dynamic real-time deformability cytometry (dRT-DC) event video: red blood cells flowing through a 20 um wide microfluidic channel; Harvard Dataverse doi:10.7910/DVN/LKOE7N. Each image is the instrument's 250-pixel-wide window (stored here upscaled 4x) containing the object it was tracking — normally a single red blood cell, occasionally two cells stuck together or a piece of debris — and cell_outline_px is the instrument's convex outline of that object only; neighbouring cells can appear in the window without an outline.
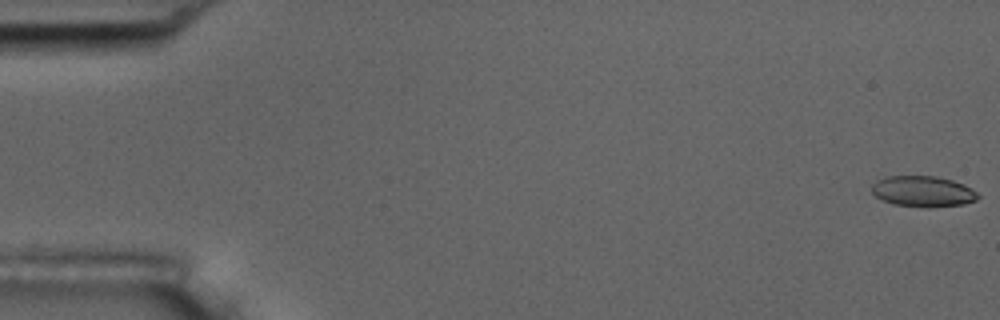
{"species": "common noctule bat (a hibernating species)", "species_latin": "Nyctalus noctula", "temperature_condition": "room temperature", "stored_images_in_passage": 56, "camera_frame_rate_fps": 3000, "um_per_image_px": 0.085, "animal": {"sex": "male", "body_mass_g": 17.5, "forearm_length_mm": 52.3}, "frame": {"image": 1, "passage_image": 1, "time_ms": 0.0, "image_size_px": [1000, 320], "cell_outline_px": [[980, 196], [976, 200], [964, 204], [928, 208], [892, 204], [876, 196], [872, 192], [872, 184], [876, 180], [888, 176], [936, 176], [952, 180], [964, 184], [972, 188]], "centroid_in_image_um": [78.47, 16.27], "position_along_channel_um": 6.5, "area_um2": 19.19}}
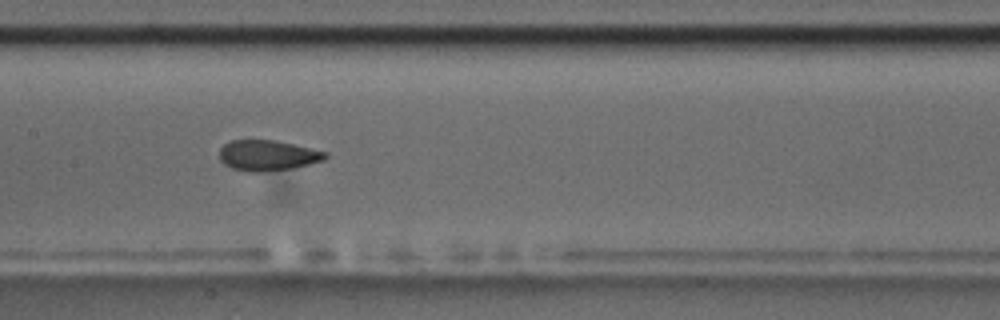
{"frame": {"image": 2, "passage_image": 28, "time_ms": 9.0, "image_size_px": [1000, 320], "cell_outline_px": [[328, 156], [324, 160], [292, 168], [260, 172], [248, 172], [232, 168], [224, 164], [220, 160], [220, 148], [224, 144], [232, 140], [276, 140], [328, 152]], "centroid_in_image_um": [22.75, 13.21], "position_along_channel_um": 184.7, "area_um2": 18.84}}
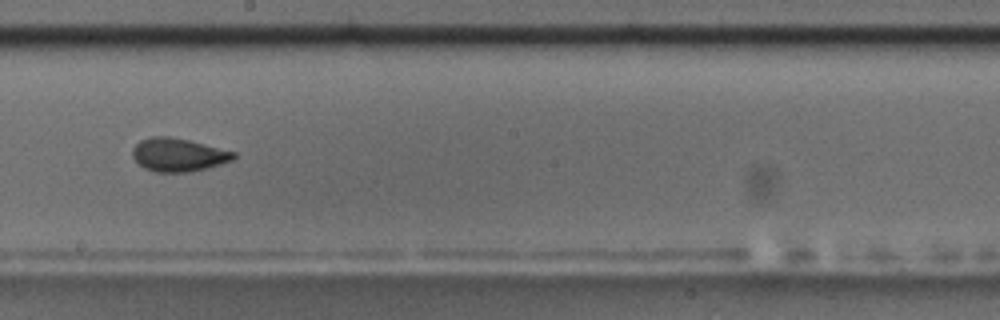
{"frame": {"image": 3, "passage_image": 32, "time_ms": 10.333, "image_size_px": [1000, 320], "cell_outline_px": [[236, 156], [232, 160], [208, 168], [192, 172], [156, 172], [144, 168], [132, 156], [132, 148], [140, 140], [152, 136], [168, 136], [188, 140], [236, 152]], "centroid_in_image_um": [15.15, 13.16], "position_along_channel_um": 233.1, "area_um2": 19.59}, "authors_computed_cell_mechanics": {"area_um2": 19.5364, "velocity_mm_per_s": 3.6469, "shape_relaxation_time_tau1_ms": 7.4094, "shape_relaxation_time_tau2_ms": 1.4095, "deformation_change_tau1": 0.1663, "deformation_change_tau2": 0.0546}}